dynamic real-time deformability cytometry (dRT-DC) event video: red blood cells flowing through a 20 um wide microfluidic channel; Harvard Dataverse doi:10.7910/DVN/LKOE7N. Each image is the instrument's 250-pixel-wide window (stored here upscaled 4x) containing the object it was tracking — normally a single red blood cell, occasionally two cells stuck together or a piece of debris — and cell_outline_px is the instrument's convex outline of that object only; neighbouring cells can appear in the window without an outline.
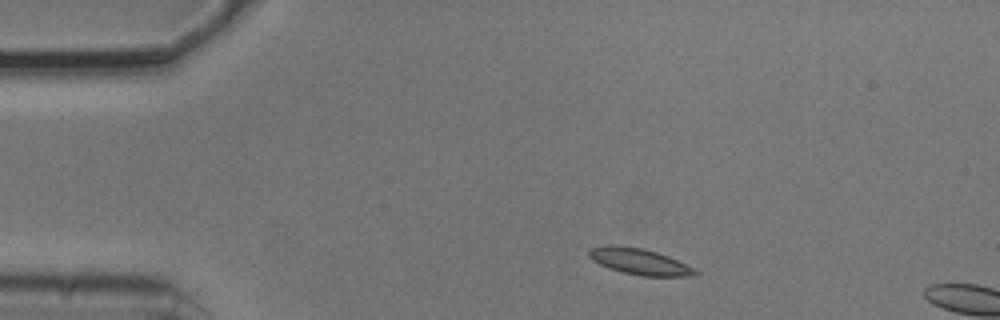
{"species": "common noctule bat (a hibernating species)", "species_latin": "Nyctalus noctula", "temperature_condition": "cold", "stored_images_in_passage": 2, "camera_frame_rate_fps": 3000, "um_per_image_px": 0.085, "animal": {"sex": "male", "body_mass_g": 20.5, "forearm_length_mm": 52.5}, "frame": {"image": 1, "passage_image": 1, "time_ms": 0.0, "image_size_px": [1000, 320], "cell_outline_px": [[700, 272], [696, 276], [640, 276], [608, 268], [592, 260], [588, 256], [588, 252], [592, 248], [616, 244], [644, 248], [668, 256]], "centroid_in_image_um": [54.34, 22.23], "position_along_channel_um": 30.7, "area_um2": 16.07}}